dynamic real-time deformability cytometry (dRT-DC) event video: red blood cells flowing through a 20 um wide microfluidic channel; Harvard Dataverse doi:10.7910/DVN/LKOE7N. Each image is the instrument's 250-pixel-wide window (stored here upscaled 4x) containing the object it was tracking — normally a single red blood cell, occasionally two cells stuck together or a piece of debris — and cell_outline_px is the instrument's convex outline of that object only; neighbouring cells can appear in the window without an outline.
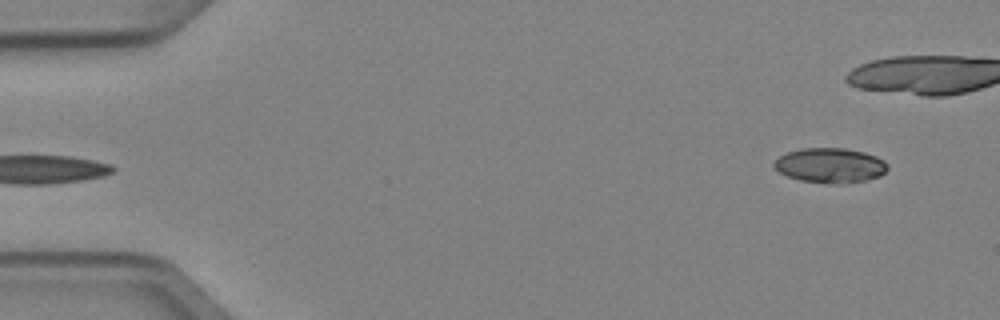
{"species": "Egyptian fruit bat (a non-hibernating species)", "species_latin": "Rousettus aegyptiacus", "temperature_condition": "cold", "stored_images_in_passage": 4, "camera_frame_rate_fps": 3000, "um_per_image_px": 0.085, "animal": {"sex": "female"}, "frame": {"image": 1, "passage_image": 4, "time_ms": 1.0, "image_size_px": [1000, 320], "cell_outline_px": [[888, 168], [880, 176], [868, 180], [844, 184], [836, 184], [800, 180], [788, 176], [772, 168], [772, 164], [780, 156], [788, 152], [804, 148], [844, 148], [864, 152], [876, 156], [884, 160], [888, 164]], "centroid_in_image_um": [70.58, 14.06], "position_along_channel_um": 14.4, "area_um2": 23.12}}